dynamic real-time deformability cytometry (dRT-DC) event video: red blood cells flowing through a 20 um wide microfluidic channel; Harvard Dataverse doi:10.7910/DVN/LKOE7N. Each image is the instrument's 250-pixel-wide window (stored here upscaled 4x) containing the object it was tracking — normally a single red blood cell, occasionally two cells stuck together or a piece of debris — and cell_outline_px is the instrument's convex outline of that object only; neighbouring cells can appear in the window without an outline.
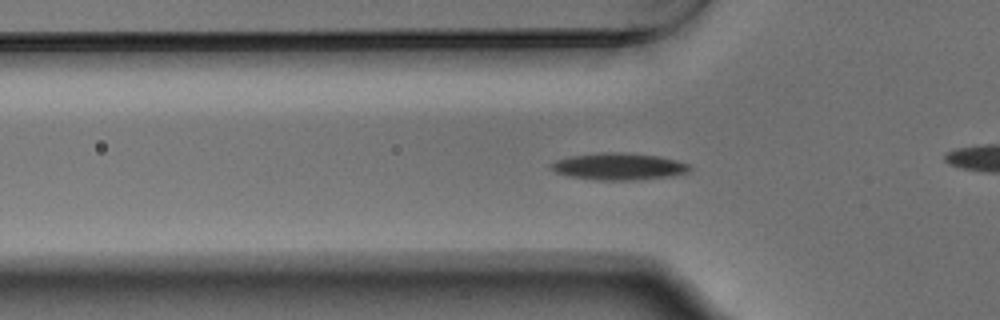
{"species": "Egyptian fruit bat (a non-hibernating species)", "species_latin": "Rousettus aegyptiacus", "temperature_condition": "warm", "stored_images_in_passage": 55, "camera_frame_rate_fps": 3000, "um_per_image_px": 0.085, "animal": {"sex": "male"}, "frame": {"image": 1, "passage_image": 18, "time_ms": 5.667, "image_size_px": [1000, 320], "cell_outline_px": [[692, 168], [688, 172], [676, 176], [636, 180], [600, 180], [568, 176], [556, 172], [548, 168], [548, 164], [556, 160], [572, 156], [604, 152], [616, 152], [656, 156], [676, 160], [688, 164]], "centroid_in_image_um": [52.59, 14.16], "position_along_channel_um": 73.2, "area_um2": 21.73}}
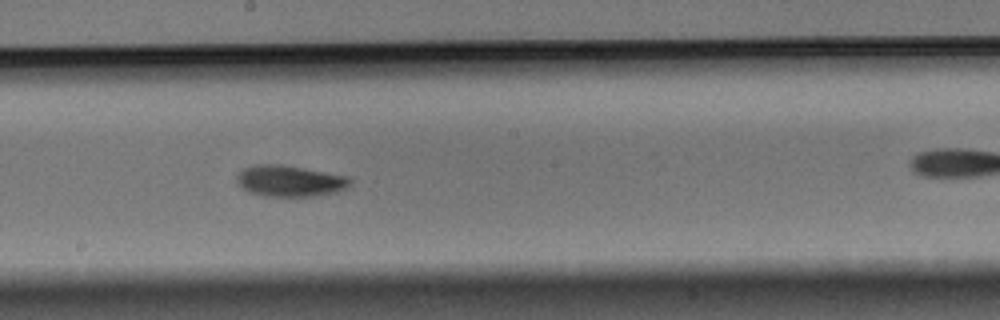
{"frame": {"image": 2, "passage_image": 30, "time_ms": 9.667, "image_size_px": [1000, 320], "cell_outline_px": [[352, 184], [348, 188], [336, 192], [312, 196], [264, 196], [248, 192], [236, 180], [236, 176], [244, 168], [256, 164], [280, 164], [348, 176], [352, 180]], "centroid_in_image_um": [24.66, 15.38], "position_along_channel_um": 223.5, "area_um2": 20.58}}
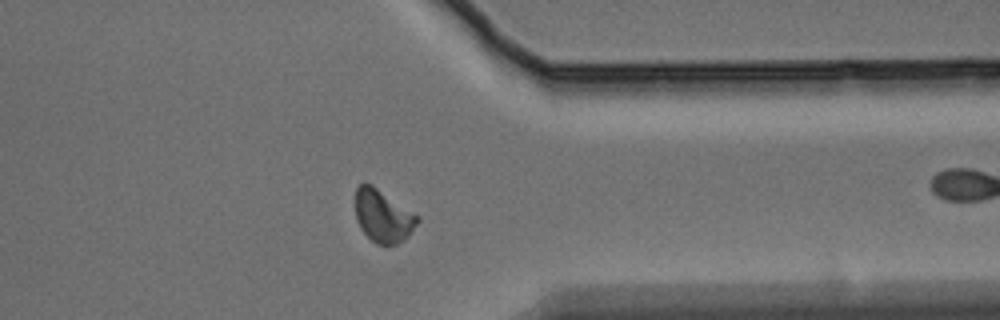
{"frame": {"image": 3, "passage_image": 43, "time_ms": 14.0, "image_size_px": [1000, 320], "cell_outline_px": [[420, 220], [408, 236], [404, 240], [396, 244], [376, 244], [360, 228], [356, 220], [356, 188], [364, 180], [372, 184], [420, 216]], "centroid_in_image_um": [32.56, 18.33], "position_along_channel_um": 378.8, "area_um2": 19.13}, "authors_computed_cell_mechanics": {"area_um2": 18.9584, "velocity_mm_per_s": 3.7347, "shape_relaxation_time_tau1_ms": 3.0301, "shape_relaxation_time_tau2_ms": null, "deformation_change_tau1": 0.1225, "deformation_change_tau2": null}}